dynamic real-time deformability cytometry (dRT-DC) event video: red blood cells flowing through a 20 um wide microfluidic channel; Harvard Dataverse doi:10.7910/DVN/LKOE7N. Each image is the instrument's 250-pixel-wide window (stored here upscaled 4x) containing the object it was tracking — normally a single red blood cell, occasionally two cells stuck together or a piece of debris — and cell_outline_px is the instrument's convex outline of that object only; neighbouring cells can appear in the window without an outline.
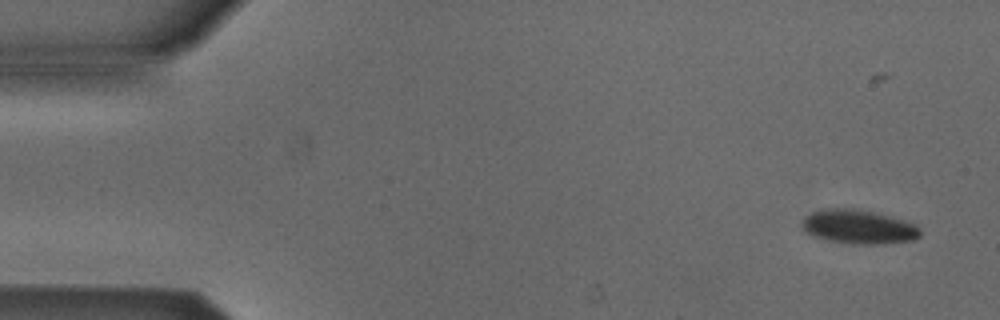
{"species": "Egyptian fruit bat (a non-hibernating species)", "species_latin": "Rousettus aegyptiacus", "temperature_condition": "cold", "stored_images_in_passage": 7, "camera_frame_rate_fps": 3000, "um_per_image_px": 0.085, "animal": {"sex": "male"}, "frame": {"image": 1, "passage_image": 2, "time_ms": 0.333, "image_size_px": [1000, 320], "cell_outline_px": [[920, 236], [916, 240], [884, 244], [852, 244], [828, 240], [812, 236], [804, 232], [800, 224], [804, 216], [812, 212], [824, 208], [852, 208], [872, 212], [904, 220], [916, 224], [920, 228]], "centroid_in_image_um": [72.95, 19.29], "position_along_channel_um": 12.0, "area_um2": 23.76}}
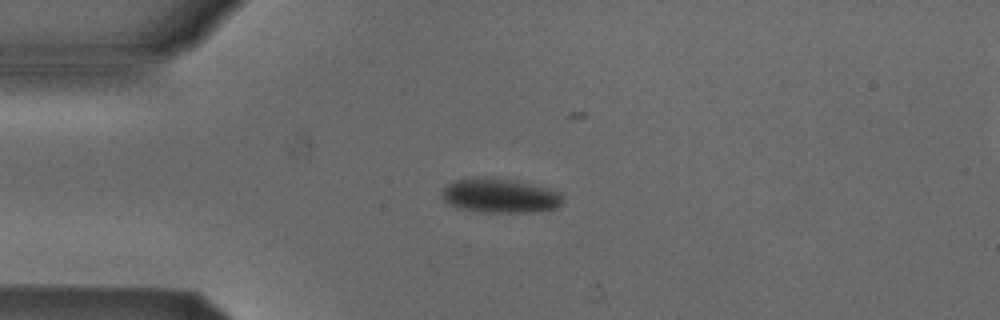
{"frame": {"image": 2, "passage_image": 5, "time_ms": 1.333, "image_size_px": [1000, 320], "cell_outline_px": [[564, 200], [556, 208], [536, 212], [484, 212], [456, 208], [448, 204], [440, 196], [440, 192], [448, 184], [456, 180], [472, 176], [484, 176], [508, 180], [528, 184], [560, 192]], "centroid_in_image_um": [42.42, 16.64], "position_along_channel_um": 42.6, "area_um2": 24.22}}